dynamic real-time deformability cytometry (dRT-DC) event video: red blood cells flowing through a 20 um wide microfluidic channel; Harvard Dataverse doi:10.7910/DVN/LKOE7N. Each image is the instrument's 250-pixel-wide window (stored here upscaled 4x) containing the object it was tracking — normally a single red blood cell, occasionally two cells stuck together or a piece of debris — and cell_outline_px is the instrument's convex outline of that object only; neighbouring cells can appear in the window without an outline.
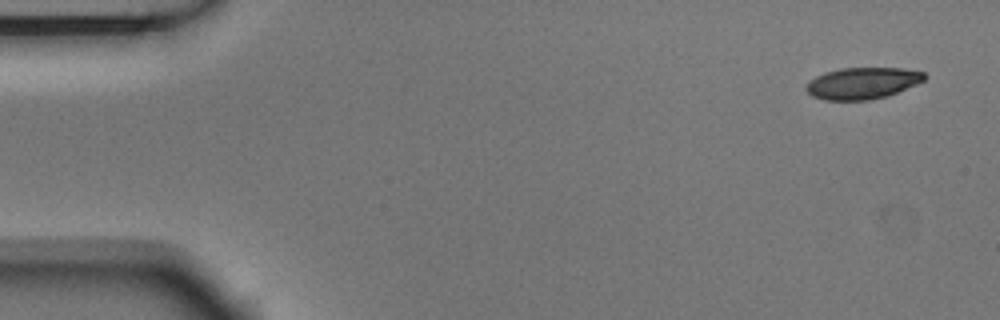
{"species": "Egyptian fruit bat (a non-hibernating species)", "species_latin": "Rousettus aegyptiacus", "temperature_condition": "room temperature", "stored_images_in_passage": 4, "camera_frame_rate_fps": 3000, "um_per_image_px": 0.085, "animal": {"sex": "male"}, "frame": {"image": 1, "passage_image": 1, "time_ms": 0.0, "image_size_px": [1000, 320], "cell_outline_px": [[928, 76], [924, 80], [916, 84], [888, 96], [868, 100], [824, 100], [812, 96], [804, 88], [808, 80], [824, 72], [840, 68], [904, 68], [924, 72]], "centroid_in_image_um": [73.29, 7.07], "position_along_channel_um": 11.7, "area_um2": 21.96}}